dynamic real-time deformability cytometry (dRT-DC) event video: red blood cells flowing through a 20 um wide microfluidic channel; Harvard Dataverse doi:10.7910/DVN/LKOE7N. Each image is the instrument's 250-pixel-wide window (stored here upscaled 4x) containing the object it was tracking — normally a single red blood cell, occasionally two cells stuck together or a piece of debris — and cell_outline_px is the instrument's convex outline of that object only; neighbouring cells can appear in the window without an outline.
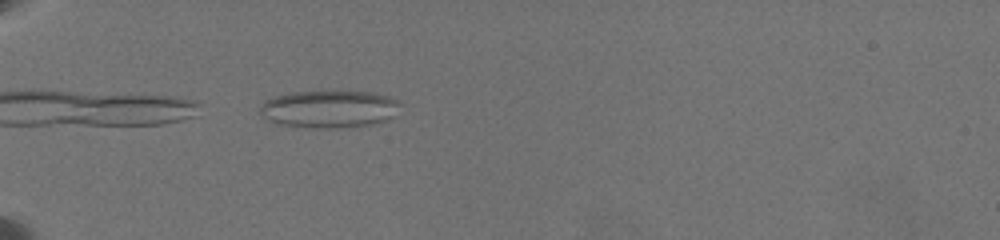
{"species": "common noctule bat (a hibernating species)", "species_latin": "Nyctalus noctula", "temperature_condition": "warm", "stored_images_in_passage": 13, "camera_frame_rate_fps": 3000, "um_per_image_px": 0.085, "animal": {"sex": "female", "body_mass_g": 19.5, "forearm_length_mm": 54.1}, "frame": {"image": 1, "passage_image": 1, "time_ms": 0.0, "image_size_px": [1000, 240], "cell_outline_px": [[400, 104], [392, 116], [384, 120], [372, 124], [340, 128], [308, 128], [276, 124], [268, 120], [260, 112], [260, 104], [264, 100], [276, 96], [292, 92], [372, 92], [388, 96], [400, 100]], "centroid_in_image_um": [27.94, 9.28], "position_along_channel_um": 57.1, "area_um2": 30.52}}
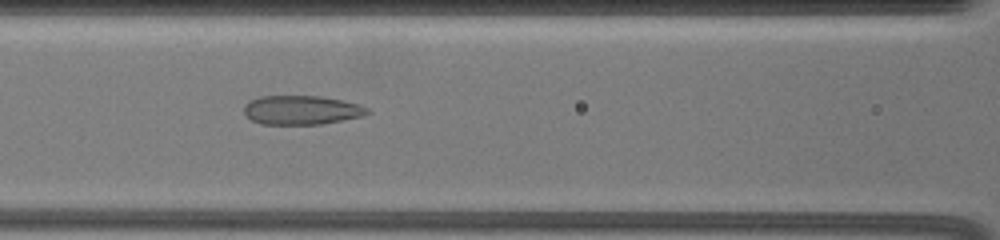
{"frame": {"image": 2, "passage_image": 9, "time_ms": 3.0, "image_size_px": [1000, 240], "cell_outline_px": [[372, 112], [364, 116], [320, 124], [260, 124], [252, 120], [244, 112], [244, 104], [248, 100], [260, 96], [324, 96], [344, 100], [360, 104], [368, 108]], "centroid_in_image_um": [25.66, 9.34], "position_along_channel_um": 140.9, "area_um2": 21.15}}
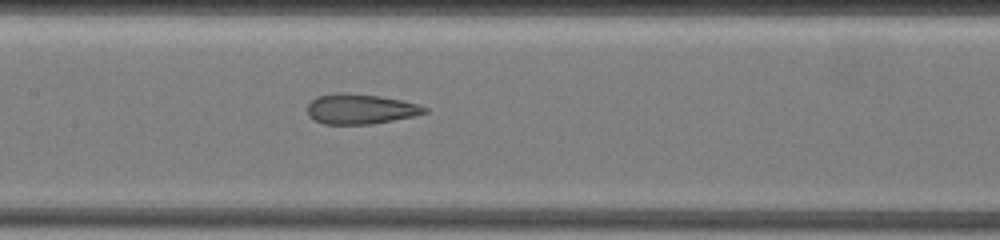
{"frame": {"image": 3, "passage_image": 12, "time_ms": 4.0, "image_size_px": [1000, 240], "cell_outline_px": [[428, 112], [416, 116], [372, 124], [324, 124], [308, 116], [308, 104], [316, 96], [336, 92], [344, 92], [380, 96], [420, 104], [428, 108]], "centroid_in_image_um": [30.66, 9.26], "position_along_channel_um": 176.7, "area_um2": 20.75}}